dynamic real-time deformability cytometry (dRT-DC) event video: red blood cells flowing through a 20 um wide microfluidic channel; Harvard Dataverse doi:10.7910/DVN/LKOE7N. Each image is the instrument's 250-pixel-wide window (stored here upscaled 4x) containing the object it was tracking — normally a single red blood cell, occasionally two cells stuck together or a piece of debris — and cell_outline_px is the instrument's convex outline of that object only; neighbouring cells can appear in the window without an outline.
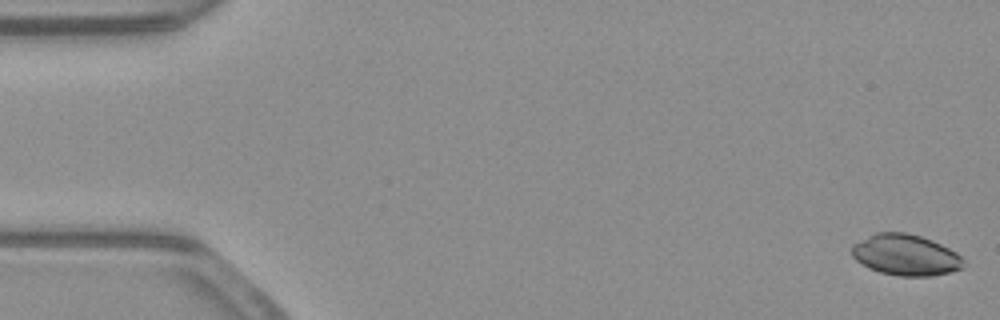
{"species": "common noctule bat (a hibernating species)", "species_latin": "Nyctalus noctula", "temperature_condition": "warm", "stored_images_in_passage": 17, "camera_frame_rate_fps": 3000, "um_per_image_px": 0.085, "animal": {"sex": "male", "body_mass_g": 23.1, "forearm_length_mm": 52.7}, "frame": {"image": 1, "passage_image": 1, "time_ms": 0.0, "image_size_px": [1000, 320], "cell_outline_px": [[964, 268], [952, 272], [932, 276], [900, 276], [880, 272], [868, 268], [856, 260], [852, 256], [852, 244], [876, 232], [904, 232], [920, 236], [932, 240], [956, 252], [964, 260]], "centroid_in_image_um": [76.98, 21.68], "position_along_channel_um": 8.0, "area_um2": 26.82}}